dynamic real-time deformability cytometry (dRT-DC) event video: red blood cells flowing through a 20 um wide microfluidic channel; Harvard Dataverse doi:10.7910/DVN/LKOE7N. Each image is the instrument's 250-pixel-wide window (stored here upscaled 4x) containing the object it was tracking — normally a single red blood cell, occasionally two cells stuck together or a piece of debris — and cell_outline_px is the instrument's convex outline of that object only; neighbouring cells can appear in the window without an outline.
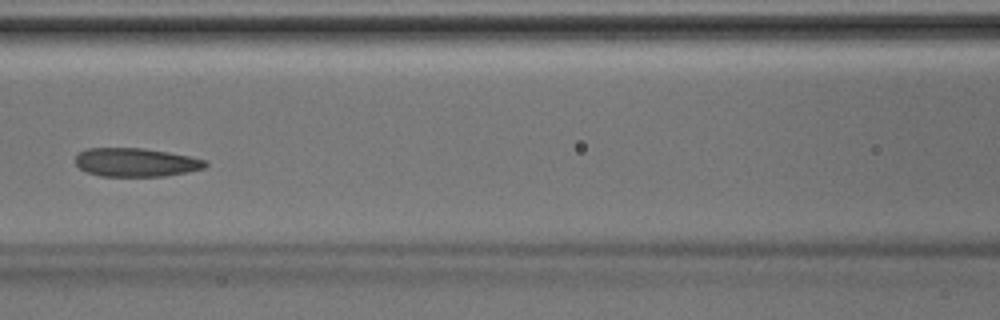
{"species": "Egyptian fruit bat (a non-hibernating species)", "species_latin": "Rousettus aegyptiacus", "temperature_condition": "room temperature", "stored_images_in_passage": 43, "camera_frame_rate_fps": 3000, "um_per_image_px": 0.085, "animal": {"sex": "male"}, "frame": {"image": 1, "passage_image": 19, "time_ms": 6.0, "image_size_px": [1000, 320], "cell_outline_px": [[208, 164], [204, 168], [188, 172], [164, 176], [100, 176], [88, 172], [80, 168], [76, 164], [76, 156], [80, 152], [88, 148], [144, 148], [168, 152], [208, 160]], "centroid_in_image_um": [11.58, 13.8], "position_along_channel_um": 155.0, "area_um2": 21.62}}
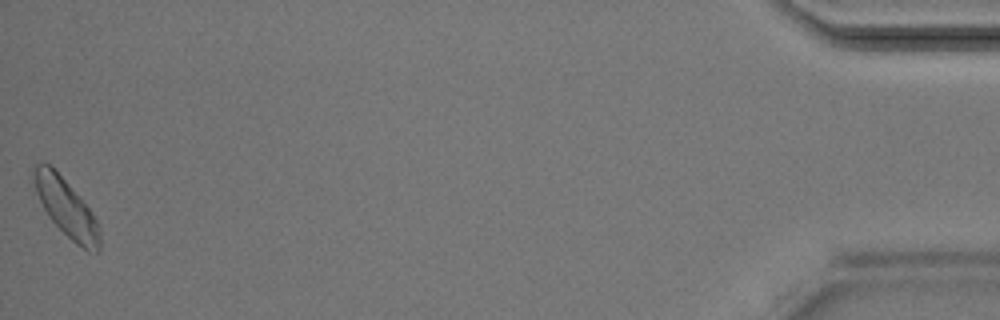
{"frame": {"image": 2, "passage_image": 43, "time_ms": 14.0, "image_size_px": [1000, 320], "cell_outline_px": [[100, 252], [88, 252], [76, 244], [48, 216], [36, 192], [36, 164], [40, 160], [48, 164], [80, 196], [92, 212], [100, 228]], "centroid_in_image_um": [5.71, 17.73], "position_along_channel_um": 429.5, "area_um2": 21.5}}